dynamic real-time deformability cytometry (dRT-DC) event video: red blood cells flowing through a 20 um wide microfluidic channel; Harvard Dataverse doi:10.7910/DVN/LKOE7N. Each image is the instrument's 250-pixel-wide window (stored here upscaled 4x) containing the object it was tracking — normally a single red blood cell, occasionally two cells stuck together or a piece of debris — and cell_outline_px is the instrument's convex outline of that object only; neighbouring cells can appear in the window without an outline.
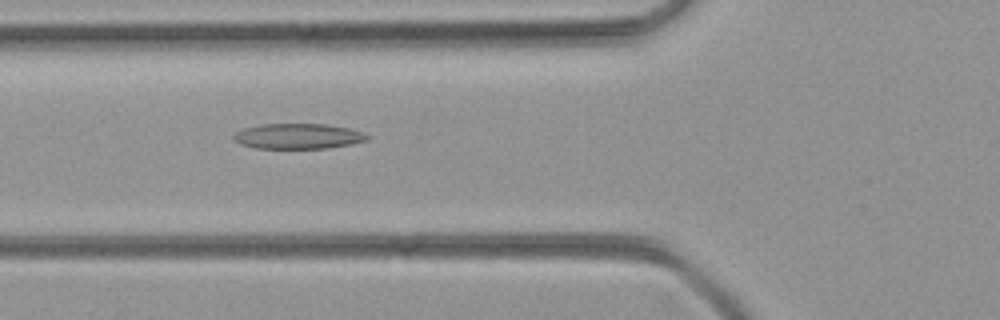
{"species": "common noctule bat (a hibernating species)", "species_latin": "Nyctalus noctula", "temperature_condition": "room temperature", "stored_images_in_passage": 37, "camera_frame_rate_fps": 3000, "um_per_image_px": 0.085, "animal": {"sex": "female", "body_mass_g": 21.9}, "frame": {"image": 1, "passage_image": 5, "time_ms": 1.333, "image_size_px": [1000, 320], "cell_outline_px": [[372, 136], [368, 140], [352, 144], [328, 148], [256, 148], [240, 144], [232, 140], [232, 136], [236, 132], [244, 128], [260, 124], [328, 124], [348, 128], [364, 132]], "centroid_in_image_um": [25.36, 11.57], "position_along_channel_um": 100.4, "area_um2": 19.94}}
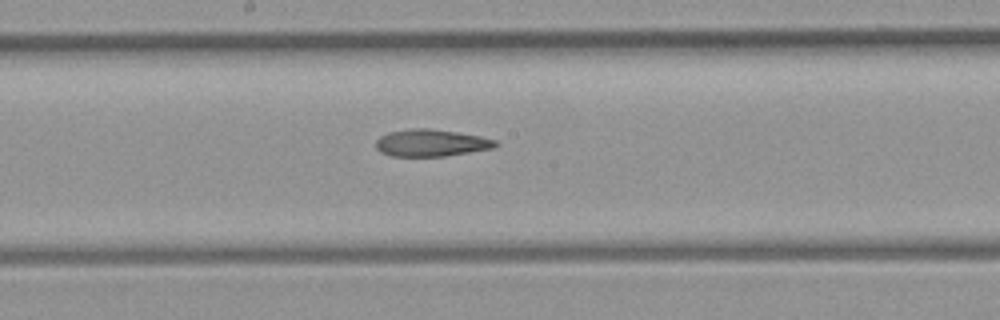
{"frame": {"image": 2, "passage_image": 13, "time_ms": 4.0, "image_size_px": [1000, 320], "cell_outline_px": [[500, 144], [492, 148], [444, 156], [392, 156], [380, 152], [376, 148], [376, 140], [380, 136], [388, 132], [408, 128], [428, 128], [456, 132], [480, 136], [496, 140]], "centroid_in_image_um": [36.61, 12.14], "position_along_channel_um": 211.6, "area_um2": 18.84}}
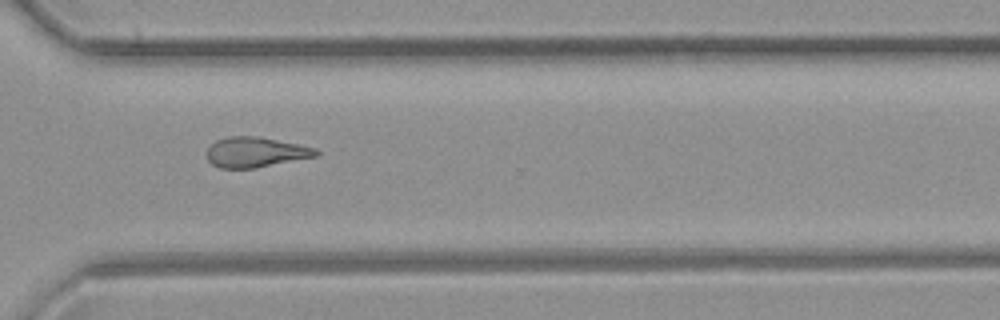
{"frame": {"image": 3, "passage_image": 23, "time_ms": 7.333, "image_size_px": [1000, 320], "cell_outline_px": [[320, 152], [316, 156], [256, 168], [220, 168], [212, 164], [208, 160], [208, 148], [216, 140], [228, 136], [256, 136], [316, 148]], "centroid_in_image_um": [21.71, 12.94], "position_along_channel_um": 348.9, "area_um2": 18.96}}